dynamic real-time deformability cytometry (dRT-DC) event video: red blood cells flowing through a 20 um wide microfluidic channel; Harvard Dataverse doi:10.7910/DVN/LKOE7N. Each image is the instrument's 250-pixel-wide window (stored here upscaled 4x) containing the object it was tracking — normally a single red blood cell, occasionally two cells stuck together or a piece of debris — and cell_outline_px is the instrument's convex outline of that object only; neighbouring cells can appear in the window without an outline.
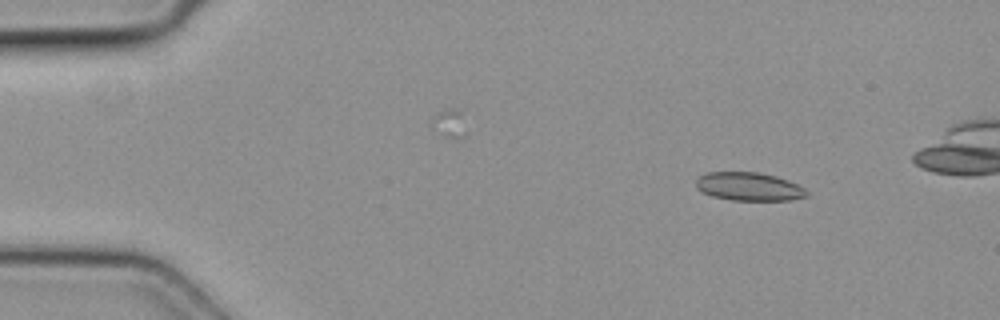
{"species": "common noctule bat (a hibernating species)", "species_latin": "Nyctalus noctula", "temperature_condition": "cold", "stored_images_in_passage": 3, "camera_frame_rate_fps": 3000, "um_per_image_px": 0.085, "animal": {"sex": "female", "body_mass_g": 19.3, "forearm_length_mm": 54.1}, "frame": {"image": 1, "passage_image": 1, "time_ms": 0.0, "image_size_px": [1000, 320], "cell_outline_px": [[808, 196], [792, 200], [732, 200], [712, 196], [696, 188], [696, 176], [708, 172], [760, 172], [776, 176], [788, 180], [804, 188], [808, 192]], "centroid_in_image_um": [63.65, 15.85], "position_along_channel_um": 21.3, "area_um2": 18.38}}